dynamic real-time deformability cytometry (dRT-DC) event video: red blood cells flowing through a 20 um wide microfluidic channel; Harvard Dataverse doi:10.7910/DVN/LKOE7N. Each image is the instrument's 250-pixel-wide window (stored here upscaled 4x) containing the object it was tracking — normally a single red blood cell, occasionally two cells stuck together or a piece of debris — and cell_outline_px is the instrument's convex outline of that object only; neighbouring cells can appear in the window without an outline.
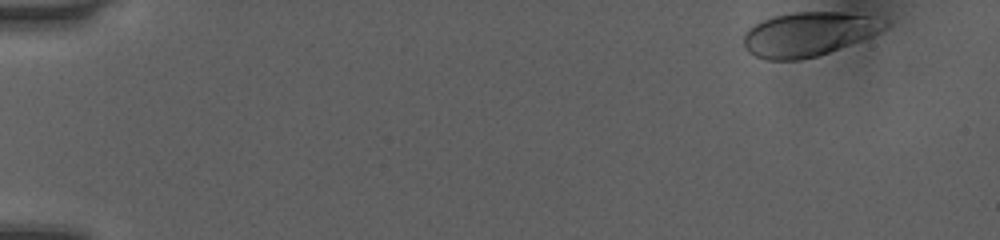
{"species": "human", "species_latin": "Homo sapiens", "temperature_condition": "room temperature", "stored_images_in_passage": 13, "camera_frame_rate_fps": 3000, "um_per_image_px": 0.085, "donor": {"sex": "female"}, "frame": {"image": 1, "passage_image": 1, "time_ms": 0.0, "image_size_px": [1000, 240], "cell_outline_px": [[888, 28], [872, 36], [828, 52], [816, 56], [800, 60], [768, 60], [756, 56], [748, 52], [744, 48], [744, 32], [748, 28], [772, 16], [792, 12], [840, 12], [868, 16], [888, 24]], "centroid_in_image_um": [68.67, 2.91], "position_along_channel_um": 16.3, "area_um2": 35.95}}